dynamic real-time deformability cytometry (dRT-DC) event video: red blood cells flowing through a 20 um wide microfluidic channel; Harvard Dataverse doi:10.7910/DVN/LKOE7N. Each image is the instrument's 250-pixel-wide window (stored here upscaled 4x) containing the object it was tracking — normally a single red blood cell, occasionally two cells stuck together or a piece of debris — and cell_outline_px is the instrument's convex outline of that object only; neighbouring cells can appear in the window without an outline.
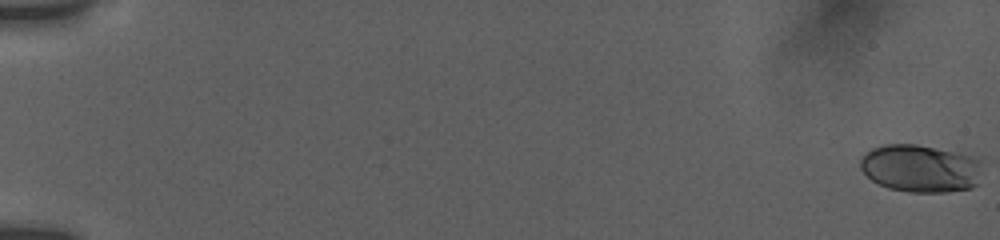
{"species": "human", "species_latin": "Homo sapiens", "temperature_condition": "room temperature", "stored_images_in_passage": 12, "camera_frame_rate_fps": 3000, "um_per_image_px": 0.085, "donor": {"sex": "female"}, "frame": {"image": 1, "passage_image": 1, "time_ms": 0.0, "image_size_px": [1000, 240], "cell_outline_px": [[980, 160], [976, 184], [972, 188], [948, 192], [908, 192], [888, 188], [872, 180], [860, 168], [860, 160], [872, 148], [884, 144], [916, 144], [972, 156]], "centroid_in_image_um": [78.2, 14.32], "position_along_channel_um": 6.8, "area_um2": 33.47}}
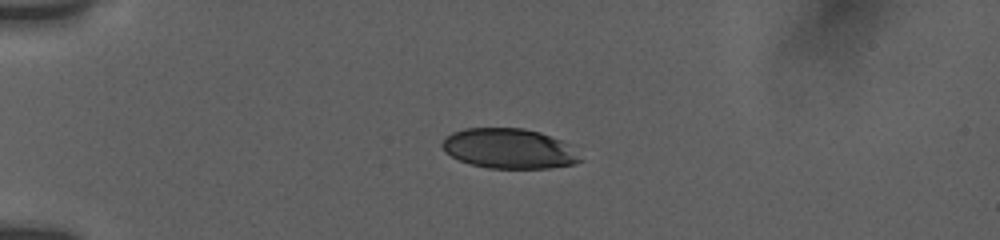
{"frame": {"image": 2, "passage_image": 10, "time_ms": 5.0, "image_size_px": [1000, 240], "cell_outline_px": [[584, 160], [576, 164], [548, 168], [488, 168], [472, 164], [460, 160], [444, 152], [440, 144], [444, 136], [452, 132], [464, 128], [524, 128], [540, 132], [560, 140], [568, 144]], "centroid_in_image_um": [43.24, 12.62], "position_along_channel_um": 41.8, "area_um2": 32.31}}
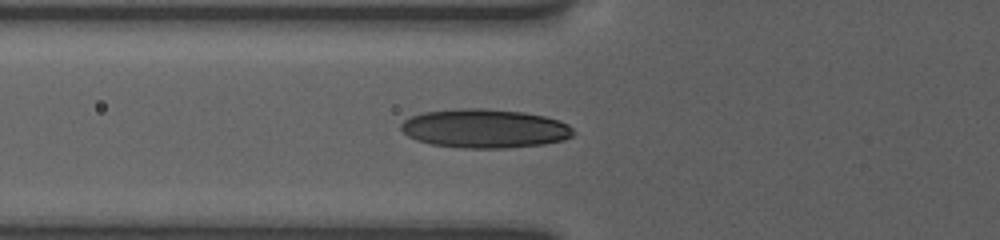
{"frame": {"image": 3, "passage_image": 12, "time_ms": 7.333, "image_size_px": [1000, 240], "cell_outline_px": [[572, 136], [564, 140], [544, 144], [504, 148], [464, 148], [432, 144], [416, 140], [408, 136], [400, 128], [400, 124], [404, 120], [412, 116], [424, 112], [464, 108], [480, 108], [524, 112], [544, 116], [568, 124], [572, 128]], "centroid_in_image_um": [41.19, 10.92], "position_along_channel_um": 84.6, "area_um2": 38.84}}